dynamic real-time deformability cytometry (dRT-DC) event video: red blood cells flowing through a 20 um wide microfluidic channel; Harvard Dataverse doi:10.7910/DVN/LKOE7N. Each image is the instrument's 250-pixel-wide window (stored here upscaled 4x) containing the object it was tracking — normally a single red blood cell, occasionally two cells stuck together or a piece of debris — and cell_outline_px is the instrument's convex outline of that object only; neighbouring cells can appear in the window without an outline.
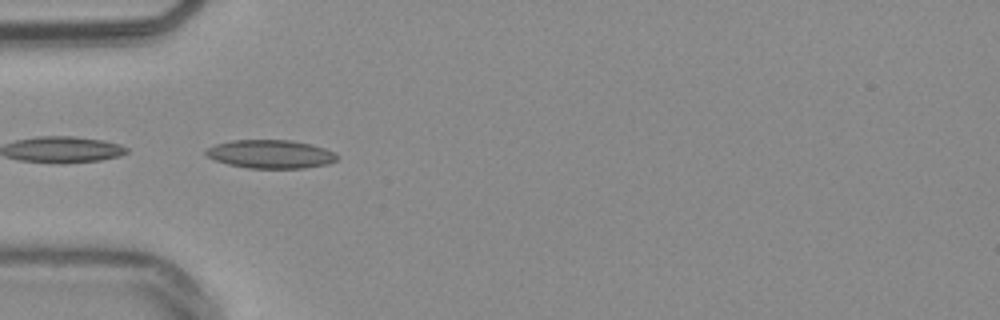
{"species": "common noctule bat (a hibernating species)", "species_latin": "Nyctalus noctula", "temperature_condition": "warm", "stored_images_in_passage": 9, "camera_frame_rate_fps": 3000, "um_per_image_px": 0.085, "animal": {"sex": "male", "body_mass_g": 20.4}, "frame": {"image": 1, "passage_image": 4, "time_ms": 1.0, "image_size_px": [1000, 320], "cell_outline_px": [[340, 156], [336, 160], [328, 164], [304, 168], [248, 168], [228, 164], [216, 160], [208, 156], [204, 152], [208, 148], [216, 144], [232, 140], [292, 140], [312, 144], [324, 148]], "centroid_in_image_um": [23.02, 13.1], "position_along_channel_um": 62.0, "area_um2": 21.68}}